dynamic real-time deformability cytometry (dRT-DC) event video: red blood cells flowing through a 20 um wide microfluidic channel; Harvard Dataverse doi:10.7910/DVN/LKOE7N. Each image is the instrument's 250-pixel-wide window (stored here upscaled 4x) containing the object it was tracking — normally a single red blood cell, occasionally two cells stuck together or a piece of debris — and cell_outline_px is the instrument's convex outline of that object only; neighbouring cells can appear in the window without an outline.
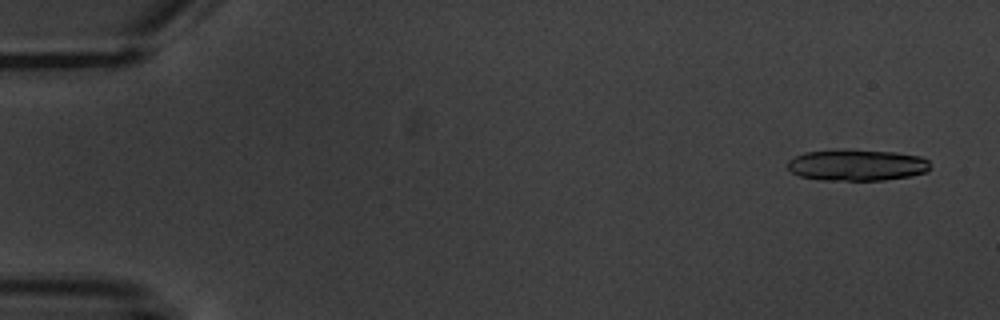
{"species": "common noctule bat (a hibernating species)", "species_latin": "Nyctalus noctula", "temperature_condition": "warm", "stored_images_in_passage": 5, "camera_frame_rate_fps": 3000, "um_per_image_px": 0.085, "animal": {"sex": "male", "body_mass_g": 20.1, "forearm_length_mm": 53.5}, "frame": {"image": 1, "passage_image": 1, "time_ms": 0.0, "image_size_px": [1000, 320], "cell_outline_px": [[932, 168], [928, 172], [908, 176], [884, 180], [820, 180], [800, 176], [792, 172], [788, 168], [788, 160], [804, 152], [896, 152], [920, 156], [928, 160]], "centroid_in_image_um": [72.89, 14.08], "position_along_channel_um": 12.1, "area_um2": 25.2}}